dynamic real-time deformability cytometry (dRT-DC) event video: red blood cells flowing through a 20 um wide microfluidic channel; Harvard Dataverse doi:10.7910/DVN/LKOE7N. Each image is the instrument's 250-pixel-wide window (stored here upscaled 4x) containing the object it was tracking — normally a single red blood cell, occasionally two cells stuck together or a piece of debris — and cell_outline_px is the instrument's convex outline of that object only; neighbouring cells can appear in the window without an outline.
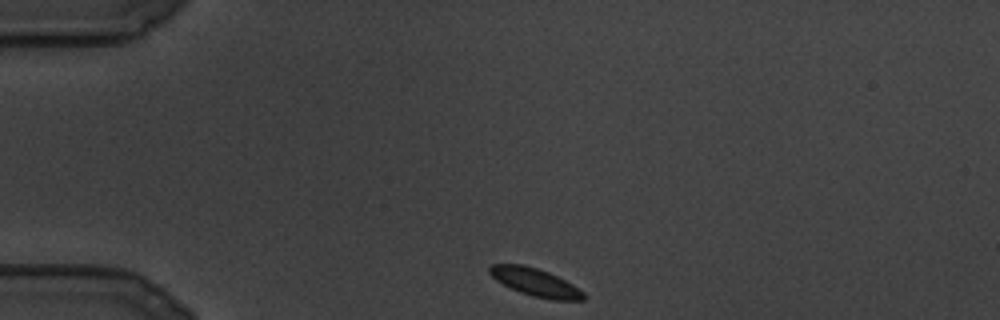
{"species": "common noctule bat (a hibernating species)", "species_latin": "Nyctalus noctula", "temperature_condition": "cold", "stored_images_in_passage": 88, "camera_frame_rate_fps": 3000, "um_per_image_px": 0.085, "animal": {"sex": "male", "body_mass_g": 19.5, "forearm_length_mm": 54.6}, "frame": {"image": 1, "passage_image": 1, "time_ms": 0.0, "image_size_px": [1000, 320], "cell_outline_px": [[584, 300], [552, 300], [532, 296], [520, 292], [496, 280], [488, 272], [488, 268], [492, 264], [524, 264], [548, 272], [572, 284], [584, 292]], "centroid_in_image_um": [45.49, 23.99], "position_along_channel_um": 39.5, "area_um2": 15.09}}
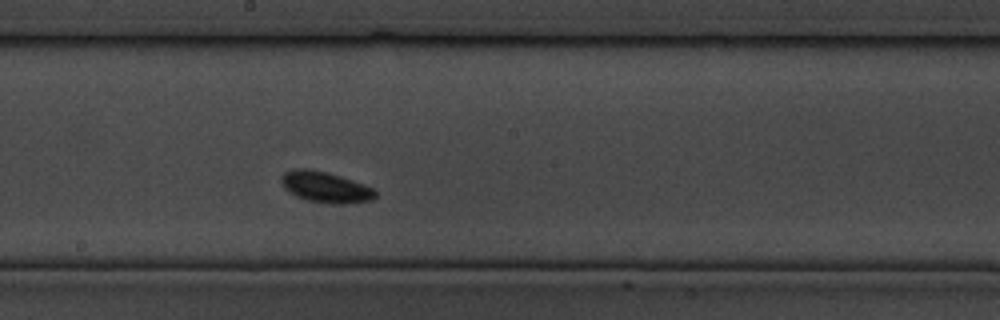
{"frame": {"image": 2, "passage_image": 38, "time_ms": 12.333, "image_size_px": [1000, 320], "cell_outline_px": [[376, 196], [372, 200], [344, 204], [332, 204], [308, 200], [296, 196], [288, 192], [284, 188], [280, 180], [280, 176], [284, 172], [292, 168], [308, 168], [340, 176], [352, 180], [372, 188], [376, 192]], "centroid_in_image_um": [27.61, 15.9], "position_along_channel_um": 220.6, "area_um2": 16.94}}
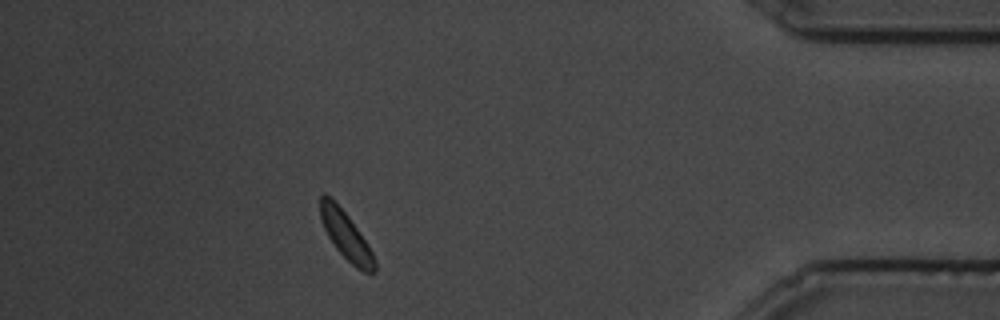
{"frame": {"image": 3, "passage_image": 76, "time_ms": 25.0, "image_size_px": [1000, 320], "cell_outline_px": [[376, 272], [364, 272], [356, 268], [336, 248], [328, 236], [320, 220], [320, 196], [324, 192], [348, 216], [368, 244], [376, 260]], "centroid_in_image_um": [29.41, 20.04], "position_along_channel_um": 405.8, "area_um2": 14.85}}